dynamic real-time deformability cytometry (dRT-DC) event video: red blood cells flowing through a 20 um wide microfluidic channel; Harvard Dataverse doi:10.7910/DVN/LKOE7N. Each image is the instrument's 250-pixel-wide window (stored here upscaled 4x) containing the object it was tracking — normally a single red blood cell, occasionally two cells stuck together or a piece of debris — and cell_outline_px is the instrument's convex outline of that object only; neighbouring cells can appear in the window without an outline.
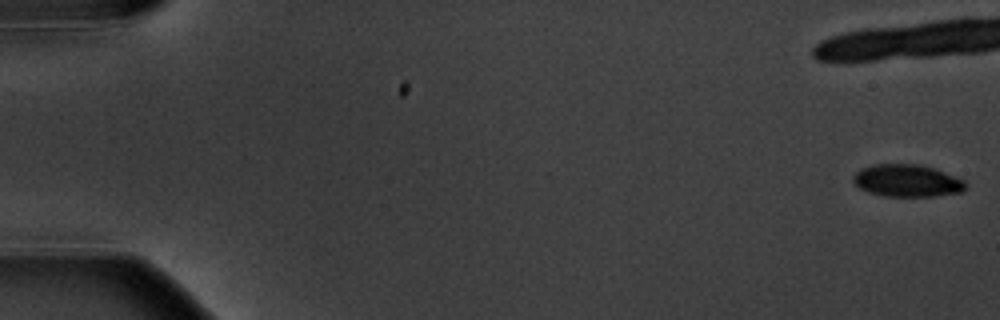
{"species": "common noctule bat (a hibernating species)", "species_latin": "Nyctalus noctula", "temperature_condition": "warm", "stored_images_in_passage": 7, "camera_frame_rate_fps": 3000, "um_per_image_px": 0.085, "animal": {"sex": "male", "body_mass_g": 20.1, "forearm_length_mm": 53.5}, "frame": {"image": 1, "passage_image": 1, "time_ms": 0.0, "image_size_px": [1000, 320], "cell_outline_px": [[968, 188], [960, 192], [936, 196], [884, 196], [868, 192], [860, 188], [852, 180], [852, 176], [860, 168], [872, 164], [920, 164], [944, 172], [964, 180], [968, 184]], "centroid_in_image_um": [77.1, 15.35], "position_along_channel_um": 7.9, "area_um2": 21.27}}